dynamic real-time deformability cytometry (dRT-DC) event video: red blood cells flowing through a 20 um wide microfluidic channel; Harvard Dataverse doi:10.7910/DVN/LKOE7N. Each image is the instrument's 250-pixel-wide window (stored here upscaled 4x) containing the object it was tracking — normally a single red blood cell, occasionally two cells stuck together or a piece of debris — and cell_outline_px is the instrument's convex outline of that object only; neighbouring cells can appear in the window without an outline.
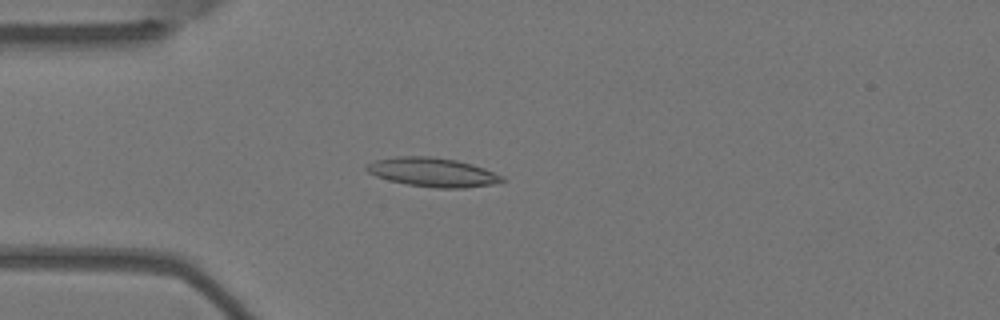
{"species": "Egyptian fruit bat (a non-hibernating species)", "species_latin": "Rousettus aegyptiacus", "temperature_condition": "warm", "stored_images_in_passage": 5, "camera_frame_rate_fps": 3000, "um_per_image_px": 0.085, "animal": {"sex": "female"}, "frame": {"image": 1, "passage_image": 4, "time_ms": 1.0, "image_size_px": [1000, 320], "cell_outline_px": [[504, 180], [492, 184], [464, 188], [436, 188], [408, 184], [388, 180], [376, 176], [368, 172], [364, 168], [368, 164], [376, 160], [396, 156], [432, 156], [456, 160], [472, 164], [484, 168], [504, 176]], "centroid_in_image_um": [36.77, 14.63], "position_along_channel_um": 48.2, "area_um2": 22.83}}